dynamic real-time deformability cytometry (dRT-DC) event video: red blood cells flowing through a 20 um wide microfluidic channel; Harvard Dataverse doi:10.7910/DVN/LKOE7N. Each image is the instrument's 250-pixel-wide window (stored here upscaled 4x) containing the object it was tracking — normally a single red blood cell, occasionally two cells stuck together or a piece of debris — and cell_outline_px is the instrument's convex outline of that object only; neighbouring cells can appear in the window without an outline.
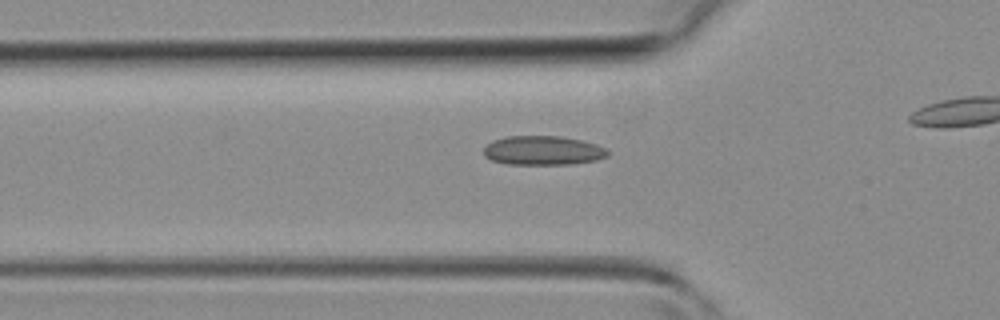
{"species": "common noctule bat (a hibernating species)", "species_latin": "Nyctalus noctula", "temperature_condition": "room temperature", "stored_images_in_passage": 27, "camera_frame_rate_fps": 3000, "um_per_image_px": 0.085, "animal": {"sex": "female", "body_mass_g": 19.3, "forearm_length_mm": 54.1}, "frame": {"image": 1, "passage_image": 7, "time_ms": 2.0, "image_size_px": [1000, 320], "cell_outline_px": [[608, 156], [596, 160], [572, 164], [508, 164], [492, 160], [484, 156], [484, 148], [492, 140], [508, 136], [560, 136], [580, 140], [596, 144], [604, 148], [608, 152]], "centroid_in_image_um": [46.14, 12.79], "position_along_channel_um": 79.7, "area_um2": 20.98}}
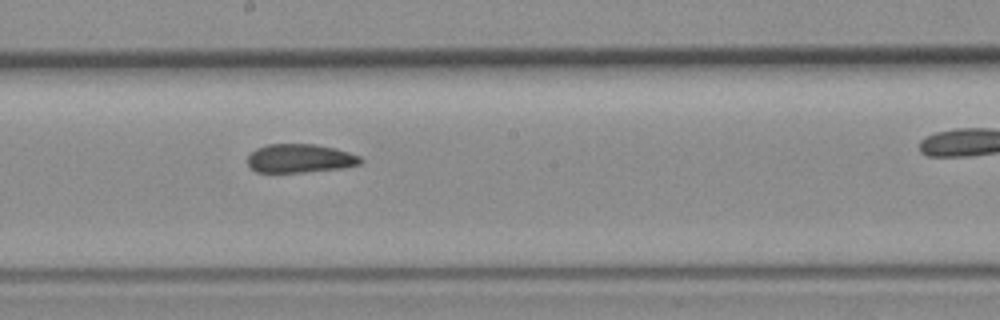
{"frame": {"image": 2, "passage_image": 16, "time_ms": 5.0, "image_size_px": [1000, 320], "cell_outline_px": [[364, 160], [360, 164], [344, 168], [304, 172], [256, 172], [248, 164], [248, 156], [256, 148], [268, 144], [316, 144], [336, 148], [360, 156]], "centroid_in_image_um": [25.53, 13.46], "position_along_channel_um": 222.7, "area_um2": 18.96}}
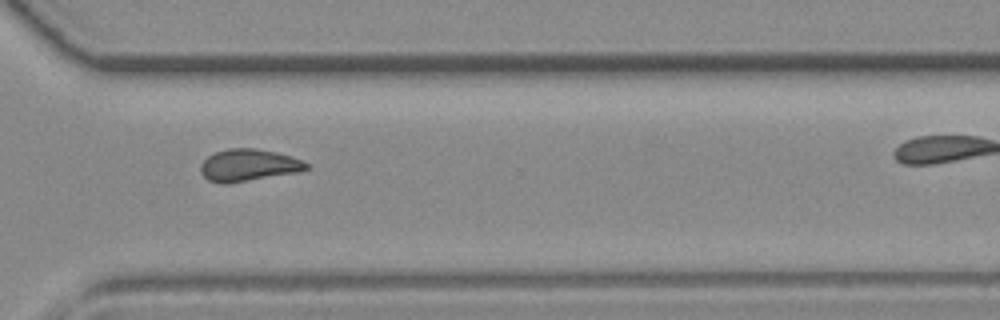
{"frame": {"image": 3, "passage_image": 24, "time_ms": 7.667, "image_size_px": [1000, 320], "cell_outline_px": [[312, 168], [300, 172], [228, 184], [220, 184], [208, 180], [200, 172], [200, 164], [208, 156], [216, 152], [228, 148], [256, 148], [276, 152], [292, 156], [308, 164]], "centroid_in_image_um": [21.13, 14.05], "position_along_channel_um": 349.5, "area_um2": 20.06}}